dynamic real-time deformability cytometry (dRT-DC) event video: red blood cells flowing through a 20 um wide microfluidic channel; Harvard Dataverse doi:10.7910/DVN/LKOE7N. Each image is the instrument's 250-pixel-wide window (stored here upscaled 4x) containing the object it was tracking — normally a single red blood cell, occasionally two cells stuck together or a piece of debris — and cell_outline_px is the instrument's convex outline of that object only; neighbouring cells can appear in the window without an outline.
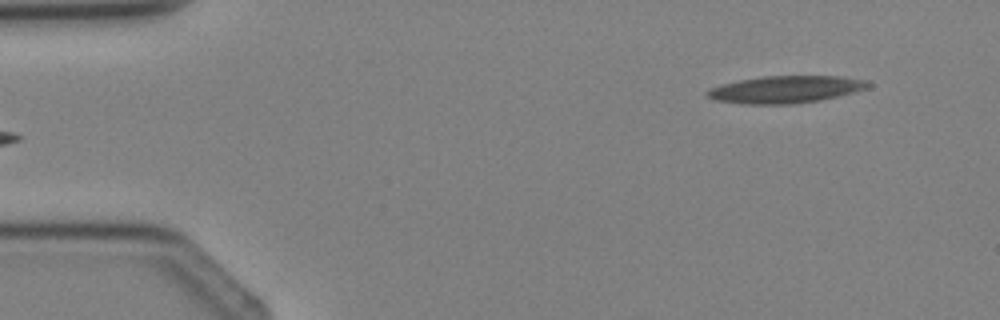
{"species": "Egyptian fruit bat (a non-hibernating species)", "species_latin": "Rousettus aegyptiacus", "temperature_condition": "cold", "stored_images_in_passage": 4, "segment_of_instrument_passage": [2, 2], "camera_frame_rate_fps": 3000, "um_per_image_px": 0.085, "animal": {"sex": "female"}, "frame": {"image": 1, "passage_image": 4, "time_ms": 3.667, "image_size_px": [1000, 320], "cell_outline_px": [[872, 84], [868, 88], [840, 96], [820, 100], [792, 104], [740, 104], [716, 100], [708, 96], [704, 92], [708, 88], [720, 84], [760, 76], [840, 76], [868, 80]], "centroid_in_image_um": [66.77, 7.6], "position_along_channel_um": 18.2, "area_um2": 25.78}}